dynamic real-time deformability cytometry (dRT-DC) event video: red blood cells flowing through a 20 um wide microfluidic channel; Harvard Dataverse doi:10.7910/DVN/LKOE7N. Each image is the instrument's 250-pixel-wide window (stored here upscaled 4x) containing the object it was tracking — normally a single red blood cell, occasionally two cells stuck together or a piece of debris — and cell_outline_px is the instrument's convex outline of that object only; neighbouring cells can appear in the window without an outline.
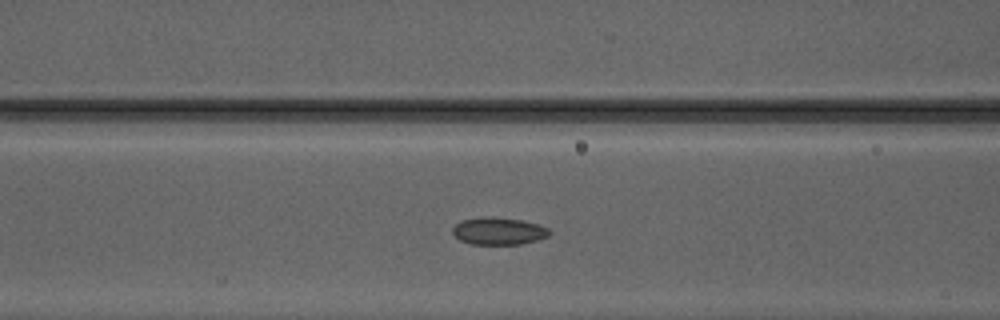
{"species": "Egyptian fruit bat (a non-hibernating species)", "species_latin": "Rousettus aegyptiacus", "temperature_condition": "warm", "stored_images_in_passage": 40, "camera_frame_rate_fps": 3000, "um_per_image_px": 0.085, "animal": {"sex": "male"}, "frame": {"image": 1, "passage_image": 12, "time_ms": 3.667, "image_size_px": [1000, 320], "cell_outline_px": [[552, 232], [548, 236], [540, 240], [520, 244], [472, 244], [460, 240], [452, 232], [452, 228], [460, 220], [484, 216], [492, 216], [520, 220], [536, 224], [548, 228]], "centroid_in_image_um": [42.38, 19.63], "position_along_channel_um": 124.2, "area_um2": 15.49}}
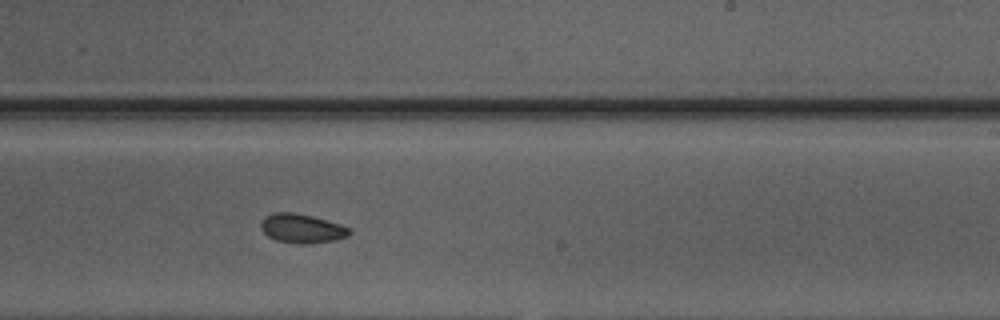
{"frame": {"image": 2, "passage_image": 22, "time_ms": 7.0, "image_size_px": [1000, 320], "cell_outline_px": [[352, 232], [348, 236], [332, 240], [300, 244], [296, 244], [276, 240], [268, 236], [260, 228], [260, 224], [264, 216], [272, 212], [292, 212], [312, 216], [340, 224], [352, 228]], "centroid_in_image_um": [25.64, 19.4], "position_along_channel_um": 263.4, "area_um2": 15.03}}
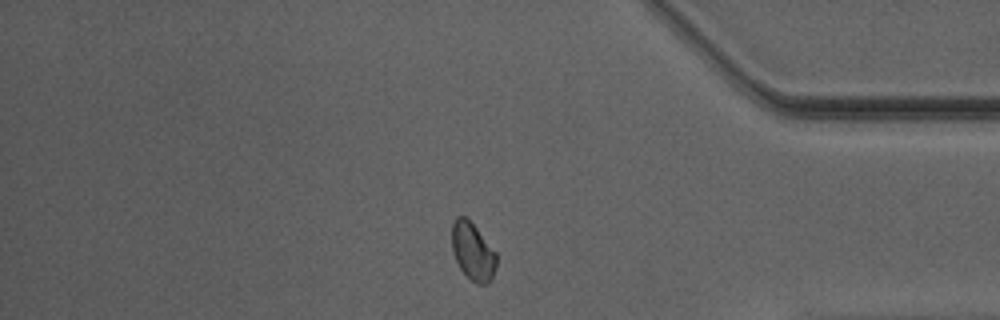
{"frame": {"image": 3, "passage_image": 33, "time_ms": 10.667, "image_size_px": [1000, 320], "cell_outline_px": [[496, 264], [492, 280], [484, 284], [476, 284], [460, 268], [452, 252], [452, 224], [456, 216], [464, 216], [476, 228], [496, 252]], "centroid_in_image_um": [40.18, 21.38], "position_along_channel_um": 395.0, "area_um2": 14.74}, "authors_computed_cell_mechanics": {"area_um2": 15.1147, "velocity_mm_per_s": 4.1806, "shape_relaxation_time_tau1_ms": 3.875, "shape_relaxation_time_tau2_ms": 6.9932, "deformation_change_tau1": 0.0867, "deformation_change_tau2": 0.0969}}